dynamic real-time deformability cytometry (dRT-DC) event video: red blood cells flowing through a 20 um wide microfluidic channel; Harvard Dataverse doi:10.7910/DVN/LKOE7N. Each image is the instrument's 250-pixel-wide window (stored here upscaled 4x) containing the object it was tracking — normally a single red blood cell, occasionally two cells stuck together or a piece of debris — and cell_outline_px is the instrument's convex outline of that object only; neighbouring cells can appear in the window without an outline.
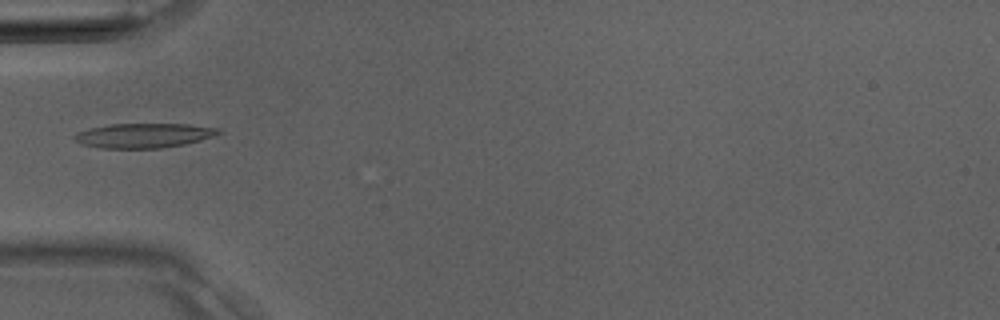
{"species": "Egyptian fruit bat (a non-hibernating species)", "species_latin": "Rousettus aegyptiacus", "temperature_condition": "room temperature", "stored_images_in_passage": 5, "camera_frame_rate_fps": 3000, "um_per_image_px": 0.085, "animal": {"sex": "male"}, "frame": {"image": 1, "passage_image": 1, "time_ms": 0.0, "image_size_px": [1000, 320], "cell_outline_px": [[224, 132], [216, 136], [184, 144], [160, 148], [100, 148], [84, 144], [76, 140], [72, 136], [76, 132], [92, 128], [112, 124], [188, 124], [220, 128]], "centroid_in_image_um": [12.29, 11.51], "position_along_channel_um": 72.7, "area_um2": 20.58}}